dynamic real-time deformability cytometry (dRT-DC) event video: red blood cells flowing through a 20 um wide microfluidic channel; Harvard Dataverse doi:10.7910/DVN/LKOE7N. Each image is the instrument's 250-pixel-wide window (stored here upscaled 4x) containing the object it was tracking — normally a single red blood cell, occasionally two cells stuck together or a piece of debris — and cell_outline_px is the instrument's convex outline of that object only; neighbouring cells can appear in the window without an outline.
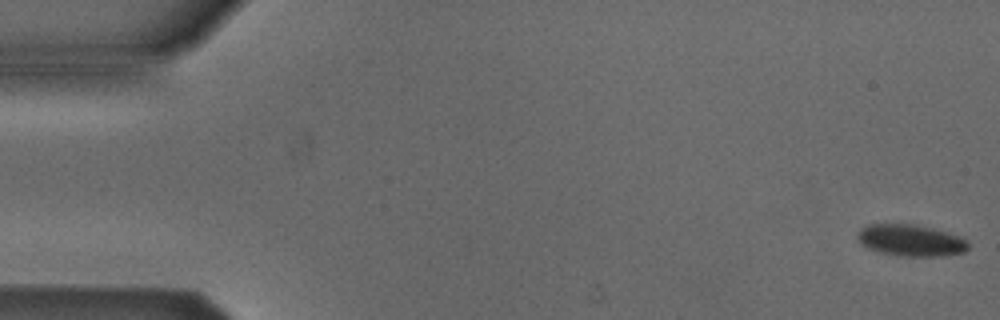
{"species": "Egyptian fruit bat (a non-hibernating species)", "species_latin": "Rousettus aegyptiacus", "temperature_condition": "cold", "stored_images_in_passage": 5, "camera_frame_rate_fps": 3000, "um_per_image_px": 0.085, "animal": {"sex": "male"}, "frame": {"image": 1, "passage_image": 1, "time_ms": 0.0, "image_size_px": [1000, 320], "cell_outline_px": [[968, 248], [964, 252], [944, 256], [896, 256], [880, 252], [868, 248], [860, 244], [856, 236], [860, 228], [868, 224], [916, 224], [932, 228], [956, 236], [964, 240], [968, 244]], "centroid_in_image_um": [77.34, 20.43], "position_along_channel_um": 7.7, "area_um2": 20.35}}
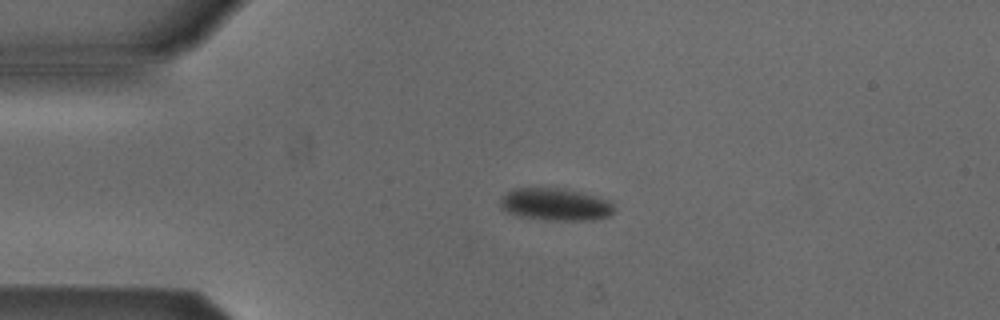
{"frame": {"image": 2, "passage_image": 4, "time_ms": 3.667, "image_size_px": [1000, 320], "cell_outline_px": [[612, 212], [608, 216], [592, 220], [544, 220], [520, 216], [508, 212], [500, 208], [500, 196], [512, 188], [564, 188], [608, 200], [612, 204]], "centroid_in_image_um": [47.13, 17.37], "position_along_channel_um": 37.9, "area_um2": 21.39}}